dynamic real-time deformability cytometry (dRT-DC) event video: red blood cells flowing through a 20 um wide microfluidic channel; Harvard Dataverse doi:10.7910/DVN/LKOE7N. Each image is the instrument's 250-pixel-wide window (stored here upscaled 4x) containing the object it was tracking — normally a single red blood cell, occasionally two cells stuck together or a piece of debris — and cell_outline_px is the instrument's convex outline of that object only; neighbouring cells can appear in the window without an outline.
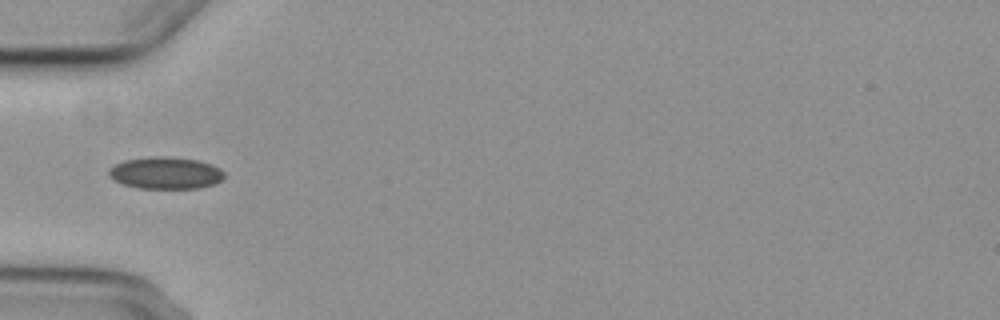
{"species": "common noctule bat (a hibernating species)", "species_latin": "Nyctalus noctula", "temperature_condition": "cold", "stored_images_in_passage": 2, "camera_frame_rate_fps": 3000, "um_per_image_px": 0.085, "animal": {"sex": "female", "body_mass_g": 29.2, "forearm_length_mm": 56.3}, "frame": {"image": 1, "passage_image": 2, "time_ms": 1.333, "image_size_px": [1000, 320], "cell_outline_px": [[224, 176], [216, 184], [200, 188], [140, 188], [124, 184], [112, 180], [108, 176], [108, 172], [116, 164], [124, 160], [156, 156], [164, 156], [196, 160], [212, 164], [220, 168], [224, 172]], "centroid_in_image_um": [14.09, 14.71], "position_along_channel_um": 70.9, "area_um2": 21.44}}